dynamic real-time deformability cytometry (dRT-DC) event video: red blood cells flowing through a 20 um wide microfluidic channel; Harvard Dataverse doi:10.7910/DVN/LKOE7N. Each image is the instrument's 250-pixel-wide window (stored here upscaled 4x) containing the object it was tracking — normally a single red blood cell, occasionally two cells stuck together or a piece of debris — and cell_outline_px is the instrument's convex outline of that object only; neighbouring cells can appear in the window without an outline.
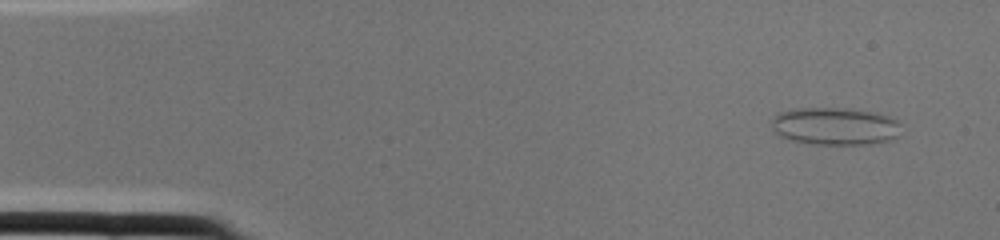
{"species": "common noctule bat (a hibernating species)", "species_latin": "Nyctalus noctula", "temperature_condition": "cold", "stored_images_in_passage": 2, "camera_frame_rate_fps": 3000, "um_per_image_px": 0.085, "animal": {"sex": "female", "body_mass_g": 22.0, "forearm_length_mm": 56.7}, "frame": {"image": 1, "passage_image": 1, "time_ms": 0.0, "image_size_px": [1000, 240], "cell_outline_px": [[900, 124], [896, 136], [892, 140], [868, 144], [812, 144], [792, 140], [780, 136], [772, 128], [772, 116], [780, 112], [796, 108], [836, 108], [872, 112], [888, 116], [896, 120]], "centroid_in_image_um": [70.93, 10.73], "position_along_channel_um": 14.1, "area_um2": 28.09}}
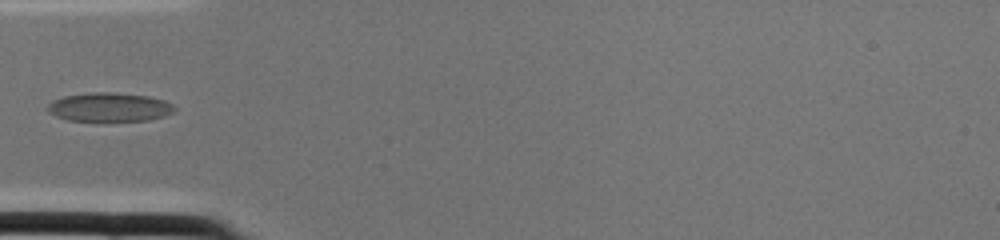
{"frame": {"image": 2, "passage_image": 2, "time_ms": 0.333, "image_size_px": [1000, 240], "cell_outline_px": [[176, 108], [172, 112], [164, 116], [148, 120], [68, 120], [56, 116], [48, 112], [44, 108], [52, 100], [64, 96], [92, 92], [112, 92], [148, 96], [164, 100], [172, 104]], "centroid_in_image_um": [9.26, 9.09], "position_along_channel_um": 75.7, "area_um2": 21.21}}